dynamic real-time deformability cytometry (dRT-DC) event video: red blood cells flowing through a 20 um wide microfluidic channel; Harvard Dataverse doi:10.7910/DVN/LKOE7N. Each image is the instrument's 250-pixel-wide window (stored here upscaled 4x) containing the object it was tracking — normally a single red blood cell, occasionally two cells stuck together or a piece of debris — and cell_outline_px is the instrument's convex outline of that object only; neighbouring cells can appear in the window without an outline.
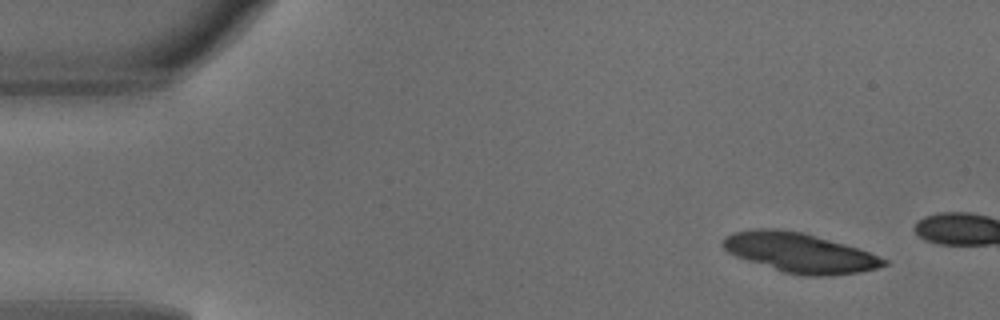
{"species": "common noctule bat (a hibernating species)", "species_latin": "Nyctalus noctula", "temperature_condition": "warm", "stored_images_in_passage": 6, "camera_frame_rate_fps": 3000, "um_per_image_px": 0.085, "animal": {"sex": "male", "body_mass_g": 18.8}, "frame": {"image": 1, "passage_image": 1, "time_ms": 0.0, "image_size_px": [1000, 320], "cell_outline_px": [[888, 264], [876, 268], [860, 272], [828, 276], [808, 276], [784, 272], [736, 256], [728, 252], [720, 244], [724, 236], [732, 232], [756, 228], [776, 228], [804, 232], [844, 244], [868, 252], [888, 260]], "centroid_in_image_um": [67.94, 21.46], "position_along_channel_um": 17.1, "area_um2": 36.99}}
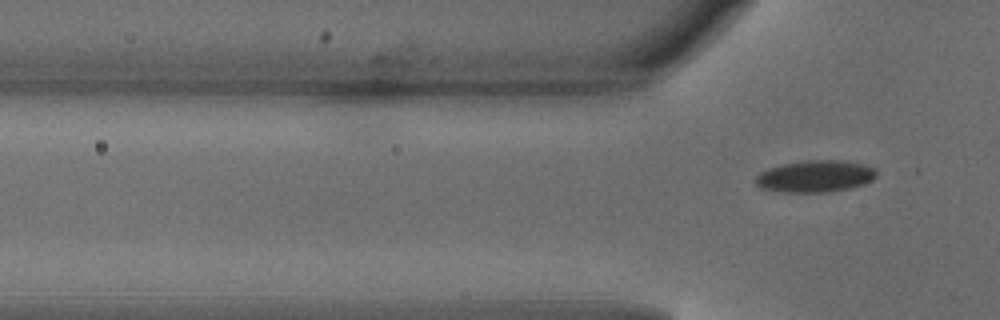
{"frame": {"image": 2, "passage_image": 6, "time_ms": 1.667, "image_size_px": [1000, 320], "cell_outline_px": [[876, 176], [872, 180], [864, 184], [852, 188], [828, 192], [780, 192], [760, 188], [756, 184], [756, 176], [760, 172], [768, 168], [784, 164], [804, 160], [840, 160], [864, 164], [876, 168]], "centroid_in_image_um": [69.31, 14.99], "position_along_channel_um": 56.5, "area_um2": 22.6}}